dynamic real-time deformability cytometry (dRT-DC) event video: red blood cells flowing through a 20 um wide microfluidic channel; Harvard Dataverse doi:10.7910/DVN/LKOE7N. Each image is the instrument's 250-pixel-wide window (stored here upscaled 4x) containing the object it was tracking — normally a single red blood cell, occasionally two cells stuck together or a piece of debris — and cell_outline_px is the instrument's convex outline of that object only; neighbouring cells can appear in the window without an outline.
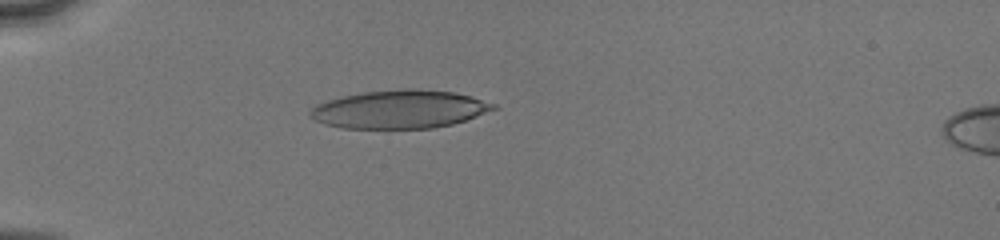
{"species": "human", "species_latin": "Homo sapiens", "temperature_condition": "cold", "stored_images_in_passage": 51, "camera_frame_rate_fps": 3000, "um_per_image_px": 0.085, "donor": {"sex": "male"}, "frame": {"image": 1, "passage_image": 16, "time_ms": 5.0, "image_size_px": [1000, 240], "cell_outline_px": [[500, 108], [452, 124], [432, 128], [340, 128], [324, 124], [312, 120], [308, 116], [308, 112], [316, 104], [340, 96], [364, 92], [404, 88], [412, 88], [456, 92], [472, 96], [496, 104]], "centroid_in_image_um": [33.95, 9.28], "position_along_channel_um": 51.1, "area_um2": 41.21}}
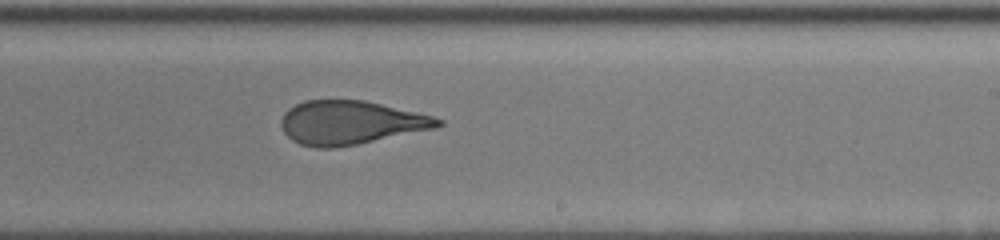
{"frame": {"image": 2, "passage_image": 33, "time_ms": 10.667, "image_size_px": [1000, 240], "cell_outline_px": [[444, 124], [436, 128], [356, 144], [332, 148], [316, 148], [300, 144], [292, 140], [284, 132], [280, 124], [280, 120], [284, 112], [288, 108], [304, 100], [364, 100], [432, 116], [444, 120]], "centroid_in_image_um": [29.76, 10.42], "position_along_channel_um": 259.2, "area_um2": 39.77}}
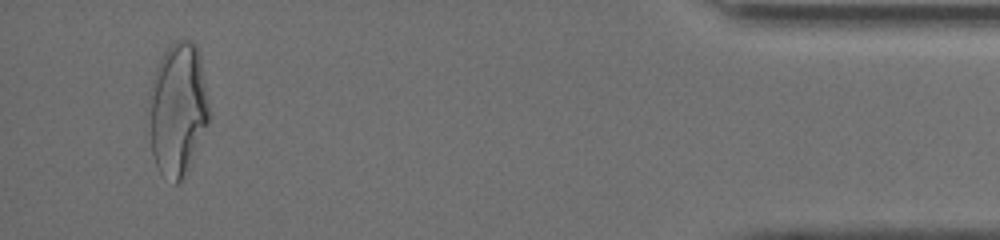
{"frame": {"image": 3, "passage_image": 49, "time_ms": 16.0, "image_size_px": [1000, 240], "cell_outline_px": [[208, 120], [188, 172], [176, 184], [160, 172], [156, 168], [152, 152], [148, 96], [152, 80], [156, 68], [164, 52], [176, 40], [192, 40], [196, 44], [200, 52], [208, 100]], "centroid_in_image_um": [15.1, 9.26], "position_along_channel_um": 420.1, "area_um2": 46.47}, "authors_computed_cell_mechanics": {"area_um2": 41.1536, "velocity_mm_per_s": 4.1279, "shape_relaxation_time_tau1_ms": 5.8591, "shape_relaxation_time_tau2_ms": 1.1159, "deformation_change_tau1": 0.2278, "deformation_change_tau2": 0.0965}}